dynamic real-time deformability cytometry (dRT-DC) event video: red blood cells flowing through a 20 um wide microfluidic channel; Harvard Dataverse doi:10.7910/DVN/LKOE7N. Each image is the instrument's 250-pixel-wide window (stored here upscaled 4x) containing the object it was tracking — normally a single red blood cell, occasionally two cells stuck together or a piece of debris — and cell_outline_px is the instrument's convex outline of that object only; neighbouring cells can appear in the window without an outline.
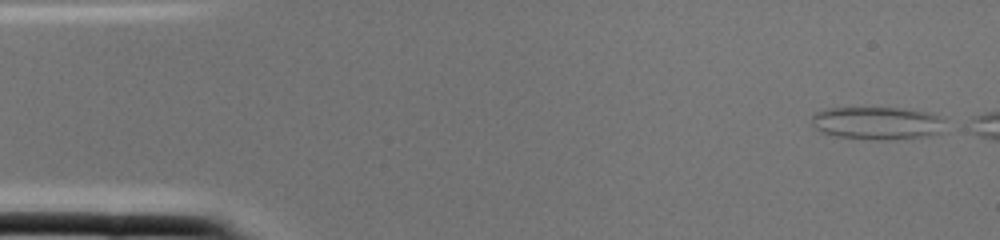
{"species": "common noctule bat (a hibernating species)", "species_latin": "Nyctalus noctula", "temperature_condition": "cold", "stored_images_in_passage": 2, "camera_frame_rate_fps": 3000, "um_per_image_px": 0.085, "animal": {"sex": "female", "body_mass_g": 22.0, "forearm_length_mm": 56.7}, "frame": {"image": 1, "passage_image": 1, "time_ms": 0.0, "image_size_px": [1000, 240], "cell_outline_px": [[948, 132], [932, 136], [888, 140], [880, 140], [836, 136], [820, 132], [812, 124], [812, 116], [816, 112], [828, 108], [904, 108], [928, 112], [944, 120]], "centroid_in_image_um": [74.65, 10.48], "position_along_channel_um": 10.3, "area_um2": 25.95}}